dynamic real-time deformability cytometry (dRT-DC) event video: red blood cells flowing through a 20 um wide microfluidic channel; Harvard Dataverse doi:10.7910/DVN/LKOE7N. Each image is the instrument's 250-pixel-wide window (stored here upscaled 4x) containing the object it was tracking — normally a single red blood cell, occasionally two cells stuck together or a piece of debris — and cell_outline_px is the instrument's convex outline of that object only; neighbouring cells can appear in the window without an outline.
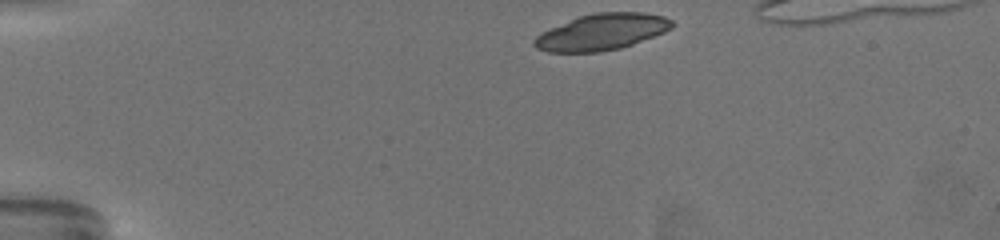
{"species": "common noctule bat (a hibernating species)", "species_latin": "Nyctalus noctula", "temperature_condition": "warm", "stored_images_in_passage": 42, "camera_frame_rate_fps": 3000, "um_per_image_px": 0.085, "animal": {"sex": "female", "body_mass_g": 19.5, "forearm_length_mm": 54.1}, "frame": {"image": 1, "passage_image": 1, "time_ms": 0.0, "image_size_px": [1000, 240], "cell_outline_px": [[672, 28], [664, 32], [632, 44], [620, 48], [600, 52], [548, 52], [536, 48], [532, 44], [532, 40], [536, 36], [552, 28], [580, 16], [596, 12], [644, 12], [664, 16], [672, 20]], "centroid_in_image_um": [51.16, 2.72], "position_along_channel_um": 33.8, "area_um2": 28.84}}